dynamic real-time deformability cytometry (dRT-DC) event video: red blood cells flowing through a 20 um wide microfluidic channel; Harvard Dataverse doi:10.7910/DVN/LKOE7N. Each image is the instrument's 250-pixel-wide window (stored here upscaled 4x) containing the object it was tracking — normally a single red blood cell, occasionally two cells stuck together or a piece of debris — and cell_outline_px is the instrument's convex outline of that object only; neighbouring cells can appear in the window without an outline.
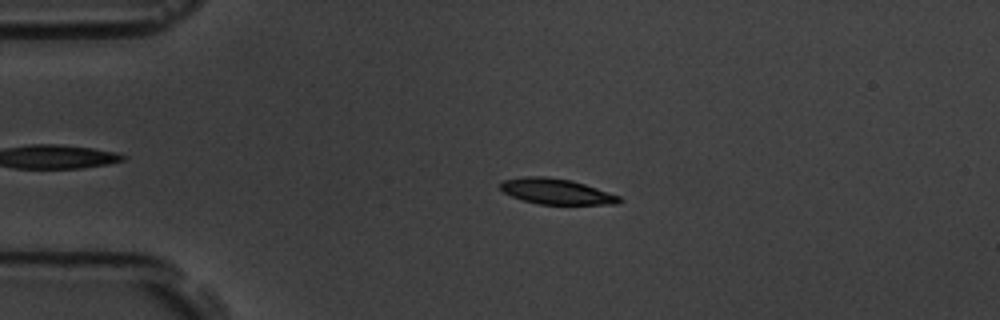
{"species": "common noctule bat (a hibernating species)", "species_latin": "Nyctalus noctula", "temperature_condition": "room temperature", "stored_images_in_passage": 55, "camera_frame_rate_fps": 3000, "um_per_image_px": 0.085, "animal": {"sex": "male", "body_mass_g": 19.5, "forearm_length_mm": 54.6}, "frame": {"image": 1, "passage_image": 12, "time_ms": 3.667, "image_size_px": [1000, 320], "cell_outline_px": [[624, 200], [616, 204], [540, 204], [524, 200], [512, 196], [504, 192], [500, 188], [500, 184], [504, 180], [524, 176], [548, 176], [572, 180], [620, 196]], "centroid_in_image_um": [47.3, 16.26], "position_along_channel_um": 37.7, "area_um2": 17.63}}
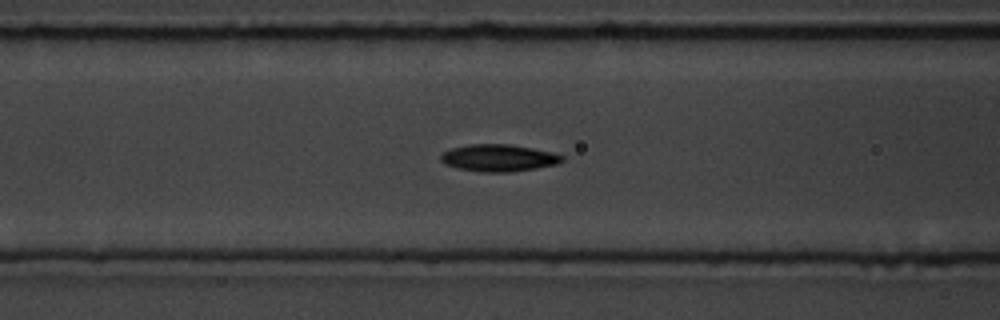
{"frame": {"image": 2, "passage_image": 22, "time_ms": 7.0, "image_size_px": [1000, 320], "cell_outline_px": [[564, 160], [556, 164], [536, 168], [508, 172], [480, 172], [456, 168], [444, 164], [440, 160], [440, 156], [444, 152], [452, 148], [468, 144], [508, 144], [532, 148], [552, 152], [564, 156]], "centroid_in_image_um": [42.36, 13.42], "position_along_channel_um": 124.2, "area_um2": 19.13}}
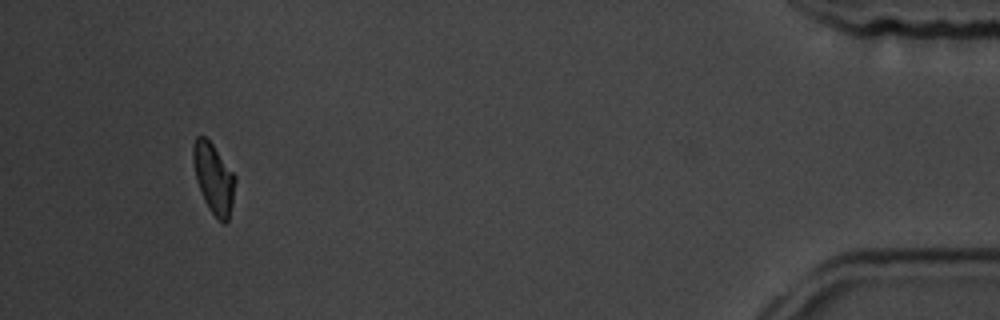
{"frame": {"image": 3, "passage_image": 52, "time_ms": 17.0, "image_size_px": [1000, 320], "cell_outline_px": [[236, 180], [232, 204], [228, 220], [224, 224], [208, 208], [204, 200], [196, 180], [192, 160], [192, 144], [196, 136], [204, 136], [212, 144], [236, 176]], "centroid_in_image_um": [18.14, 15.13], "position_along_channel_um": 417.1, "area_um2": 17.11}, "authors_computed_cell_mechanics": {"area_um2": 18.1492, "velocity_mm_per_s": 3.6406, "shape_relaxation_time_tau1_ms": 2.7842, "shape_relaxation_time_tau2_ms": 3.9816, "deformation_change_tau1": 0.1362, "deformation_change_tau2": 0.0796}}